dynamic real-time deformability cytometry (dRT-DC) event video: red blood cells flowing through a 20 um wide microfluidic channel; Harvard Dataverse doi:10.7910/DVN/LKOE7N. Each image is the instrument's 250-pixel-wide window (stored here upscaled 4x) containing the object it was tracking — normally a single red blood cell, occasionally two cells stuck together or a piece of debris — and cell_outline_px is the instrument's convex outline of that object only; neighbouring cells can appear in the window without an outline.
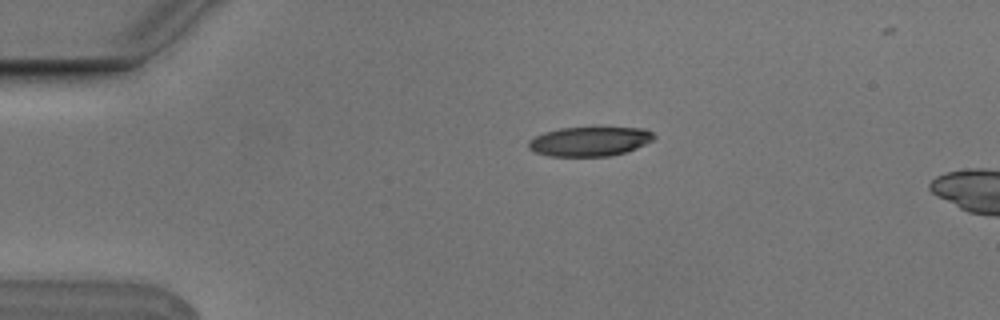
{"species": "Egyptian fruit bat (a non-hibernating species)", "species_latin": "Rousettus aegyptiacus", "temperature_condition": "cold", "stored_images_in_passage": 4, "camera_frame_rate_fps": 3000, "um_per_image_px": 0.085, "animal": {"sex": "male"}, "frame": {"image": 1, "passage_image": 1, "time_ms": 0.0, "image_size_px": [1000, 320], "cell_outline_px": [[656, 136], [652, 140], [636, 148], [624, 152], [608, 156], [548, 156], [536, 152], [528, 148], [528, 140], [544, 132], [560, 128], [644, 128], [652, 132]], "centroid_in_image_um": [50.09, 12.02], "position_along_channel_um": 34.9, "area_um2": 21.27}}